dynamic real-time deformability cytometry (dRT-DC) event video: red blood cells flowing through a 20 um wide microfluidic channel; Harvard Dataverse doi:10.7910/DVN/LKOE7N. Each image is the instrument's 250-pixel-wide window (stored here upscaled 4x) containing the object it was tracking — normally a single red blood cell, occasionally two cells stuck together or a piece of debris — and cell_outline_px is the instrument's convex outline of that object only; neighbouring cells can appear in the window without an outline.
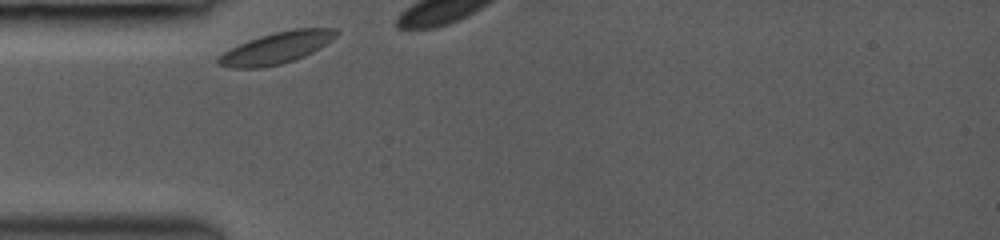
{"species": "common noctule bat (a hibernating species)", "species_latin": "Nyctalus noctula", "temperature_condition": "room temperature", "stored_images_in_passage": 3, "camera_frame_rate_fps": 3000, "um_per_image_px": 0.085, "animal": {"sex": "female", "body_mass_g": 19.0, "forearm_length_mm": 53.3}, "frame": {"image": 1, "passage_image": 1, "time_ms": 0.0, "image_size_px": [1000, 240], "cell_outline_px": [[340, 32], [332, 40], [320, 48], [304, 56], [280, 64], [264, 68], [232, 68], [216, 64], [216, 56], [248, 40], [260, 36], [292, 28], [336, 28]], "centroid_in_image_um": [23.5, 4.07], "position_along_channel_um": 61.5, "area_um2": 21.73}}